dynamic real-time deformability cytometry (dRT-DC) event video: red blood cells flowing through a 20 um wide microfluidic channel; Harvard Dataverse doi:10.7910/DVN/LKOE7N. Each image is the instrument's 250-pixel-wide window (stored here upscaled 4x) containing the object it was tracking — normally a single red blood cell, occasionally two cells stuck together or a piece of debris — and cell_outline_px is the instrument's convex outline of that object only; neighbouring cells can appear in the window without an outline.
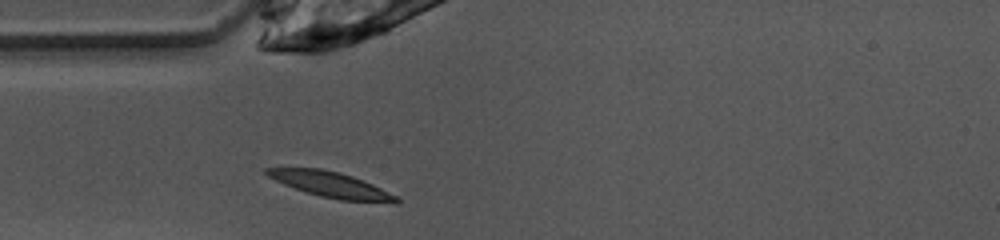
{"species": "common noctule bat (a hibernating species)", "species_latin": "Nyctalus noctula", "temperature_condition": "warm", "stored_images_in_passage": 37, "camera_frame_rate_fps": 3000, "um_per_image_px": 0.085, "animal": {"sex": "female", "body_mass_g": 10.0, "forearm_length_mm": 53.1}, "frame": {"image": 1, "passage_image": 1, "time_ms": 0.0, "image_size_px": [1000, 240], "cell_outline_px": [[400, 200], [396, 204], [340, 200], [320, 196], [284, 184], [268, 176], [264, 172], [264, 168], [320, 168], [340, 172], [364, 180], [396, 196]], "centroid_in_image_um": [28.17, 15.7], "position_along_channel_um": 56.8, "area_um2": 19.19}}
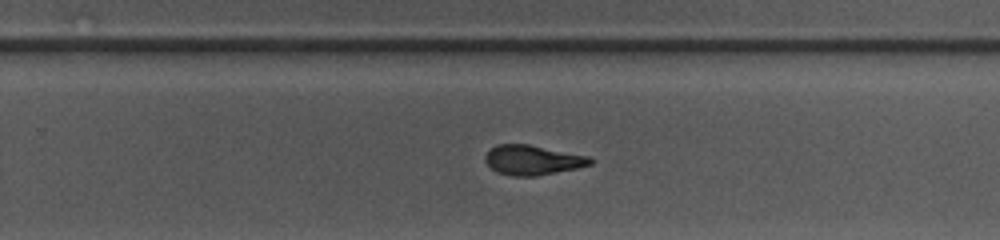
{"frame": {"image": 2, "passage_image": 18, "time_ms": 5.667, "image_size_px": [1000, 240], "cell_outline_px": [[596, 160], [592, 164], [576, 168], [536, 176], [512, 176], [496, 172], [484, 160], [484, 156], [496, 144], [528, 144], [588, 156]], "centroid_in_image_um": [45.27, 13.6], "position_along_channel_um": 284.5, "area_um2": 18.15}}
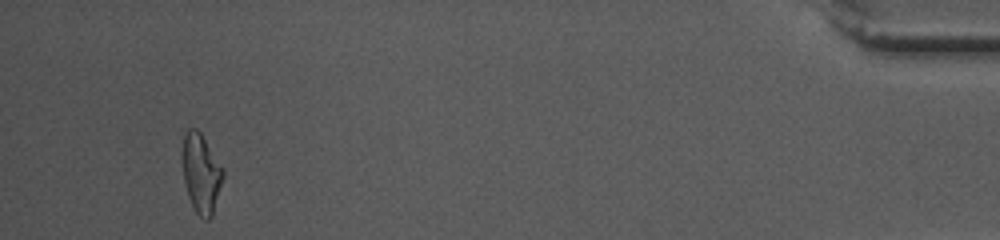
{"frame": {"image": 3, "passage_image": 34, "time_ms": 11.0, "image_size_px": [1000, 240], "cell_outline_px": [[224, 176], [212, 216], [208, 220], [204, 220], [196, 212], [188, 196], [184, 180], [184, 132], [188, 128], [196, 128], [200, 132], [224, 168]], "centroid_in_image_um": [17.13, 14.74], "position_along_channel_um": 418.1, "area_um2": 18.44}, "authors_computed_cell_mechanics": {"area_um2": 18.7272, "velocity_mm_per_s": 4.0197, "shape_relaxation_time_tau1_ms": 4.242, "shape_relaxation_time_tau2_ms": 3.4314, "deformation_change_tau1": 0.1712, "deformation_change_tau2": 0.0769}}